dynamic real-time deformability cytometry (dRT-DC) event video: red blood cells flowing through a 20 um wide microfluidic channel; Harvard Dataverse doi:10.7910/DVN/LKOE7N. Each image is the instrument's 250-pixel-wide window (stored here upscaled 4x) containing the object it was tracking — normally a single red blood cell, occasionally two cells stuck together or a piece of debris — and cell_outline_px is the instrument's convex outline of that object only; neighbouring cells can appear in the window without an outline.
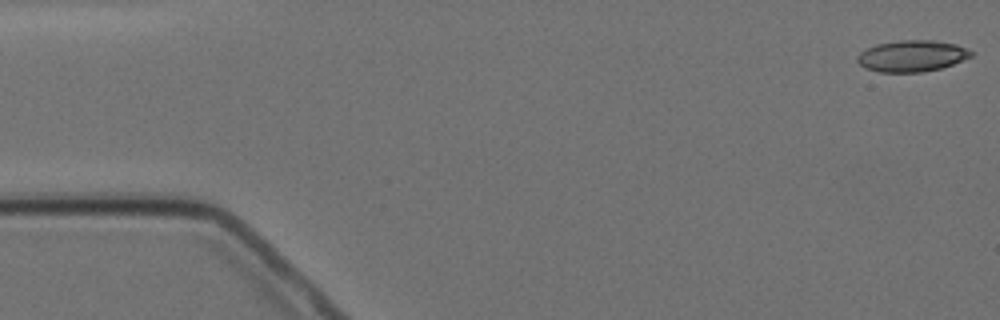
{"species": "Egyptian fruit bat (a non-hibernating species)", "species_latin": "Rousettus aegyptiacus", "temperature_condition": "cold", "stored_images_in_passage": 5, "camera_frame_rate_fps": 3000, "um_per_image_px": 0.085, "animal": {"sex": "female"}, "frame": {"image": 1, "passage_image": 1, "time_ms": 0.0, "image_size_px": [1000, 320], "cell_outline_px": [[976, 52], [972, 56], [952, 64], [940, 68], [924, 72], [880, 72], [864, 68], [856, 60], [856, 56], [860, 52], [876, 44], [900, 40], [936, 40], [956, 44]], "centroid_in_image_um": [77.52, 4.75], "position_along_channel_um": 7.5, "area_um2": 20.92}}
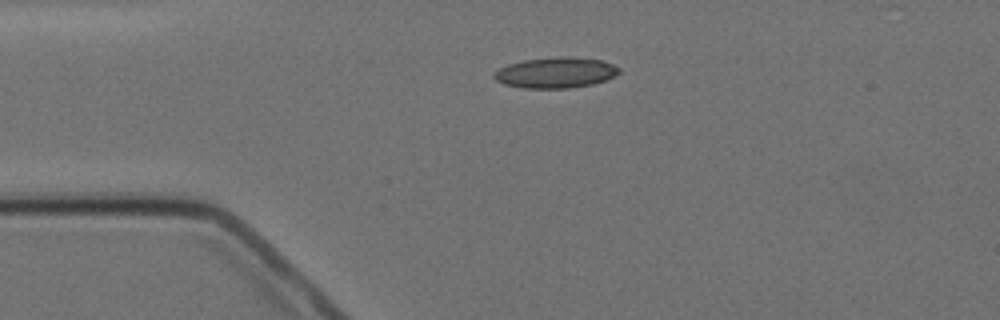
{"frame": {"image": 2, "passage_image": 4, "time_ms": 3.667, "image_size_px": [1000, 320], "cell_outline_px": [[620, 72], [616, 76], [592, 84], [568, 88], [524, 88], [504, 84], [496, 80], [492, 76], [492, 72], [508, 64], [524, 60], [556, 56], [568, 56], [600, 60], [612, 64], [620, 68]], "centroid_in_image_um": [47.21, 6.17], "position_along_channel_um": 37.8, "area_um2": 22.43}}